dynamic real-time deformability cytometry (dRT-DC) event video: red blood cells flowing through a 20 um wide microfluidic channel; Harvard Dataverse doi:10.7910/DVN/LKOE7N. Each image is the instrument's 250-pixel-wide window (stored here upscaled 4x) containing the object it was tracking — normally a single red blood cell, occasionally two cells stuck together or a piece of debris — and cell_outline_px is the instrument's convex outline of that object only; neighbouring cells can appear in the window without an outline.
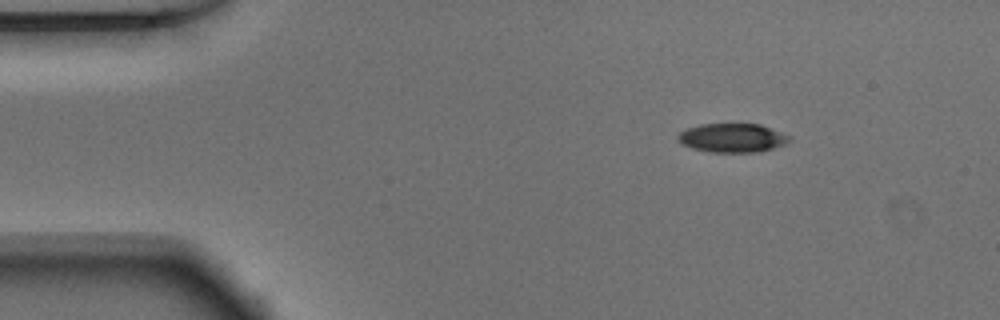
{"species": "Egyptian fruit bat (a non-hibernating species)", "species_latin": "Rousettus aegyptiacus", "temperature_condition": "warm", "stored_images_in_passage": 46, "segment_of_instrument_passage": [1, 2], "camera_frame_rate_fps": 3000, "um_per_image_px": 0.085, "animal": {"sex": "male"}, "frame": {"image": 1, "passage_image": 1, "time_ms": 0.0, "image_size_px": [1000, 320], "cell_outline_px": [[792, 140], [784, 144], [772, 148], [756, 152], [708, 152], [692, 148], [680, 144], [676, 140], [676, 136], [680, 132], [688, 128], [700, 124], [760, 124], [780, 132], [788, 136]], "centroid_in_image_um": [62.18, 11.72], "position_along_channel_um": 22.8, "area_um2": 18.73}}
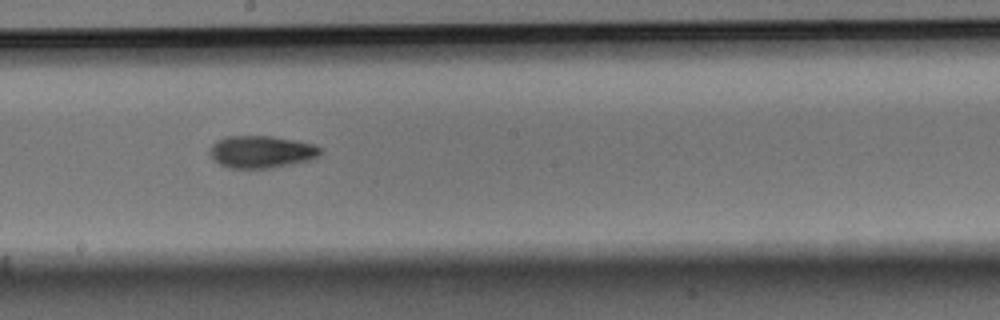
{"frame": {"image": 2, "passage_image": 22, "time_ms": 7.0, "image_size_px": [1000, 320], "cell_outline_px": [[324, 152], [320, 156], [308, 160], [272, 168], [228, 168], [212, 160], [208, 152], [212, 144], [216, 140], [224, 136], [272, 136], [316, 144]], "centroid_in_image_um": [22.2, 12.9], "position_along_channel_um": 226.0, "area_um2": 21.1}}
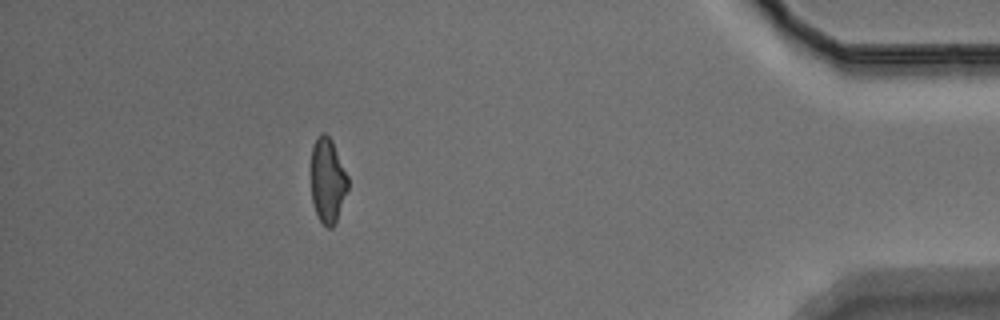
{"frame": {"image": 3, "passage_image": 40, "time_ms": 13.0, "image_size_px": [1000, 320], "cell_outline_px": [[348, 188], [336, 220], [332, 228], [328, 228], [320, 220], [316, 212], [312, 200], [312, 144], [316, 136], [320, 132], [324, 132], [332, 140], [348, 176]], "centroid_in_image_um": [27.85, 15.29], "position_along_channel_um": 407.4, "area_um2": 18.03}}